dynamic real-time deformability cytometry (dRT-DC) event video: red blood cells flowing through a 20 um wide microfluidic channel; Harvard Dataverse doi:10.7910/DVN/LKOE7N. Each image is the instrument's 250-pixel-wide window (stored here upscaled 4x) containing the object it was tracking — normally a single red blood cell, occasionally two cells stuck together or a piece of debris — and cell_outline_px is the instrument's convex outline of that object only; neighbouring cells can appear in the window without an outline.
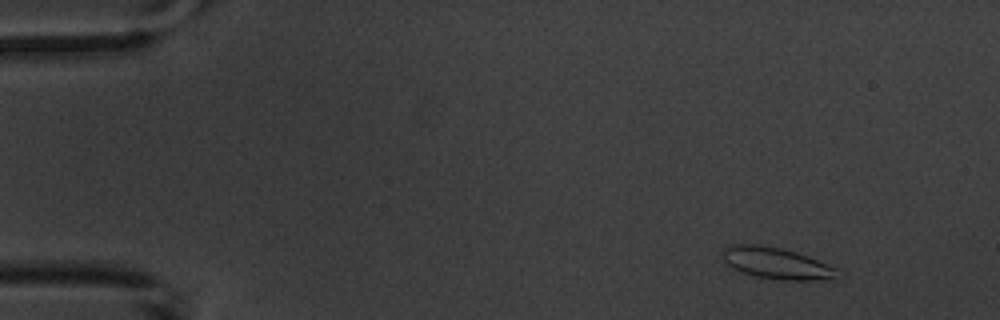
{"species": "common noctule bat (a hibernating species)", "species_latin": "Nyctalus noctula", "temperature_condition": "warm", "stored_images_in_passage": 5, "camera_frame_rate_fps": 3000, "um_per_image_px": 0.085, "animal": {"sex": "male", "body_mass_g": 20.1, "forearm_length_mm": 53.5}, "frame": {"image": 1, "passage_image": 2, "time_ms": 1.0, "image_size_px": [1000, 320], "cell_outline_px": [[844, 276], [840, 280], [784, 280], [752, 276], [732, 268], [724, 260], [724, 248], [732, 244], [756, 244], [780, 248], [796, 252], [808, 256], [836, 268]], "centroid_in_image_um": [66.1, 22.4], "position_along_channel_um": 18.9, "area_um2": 21.33}}
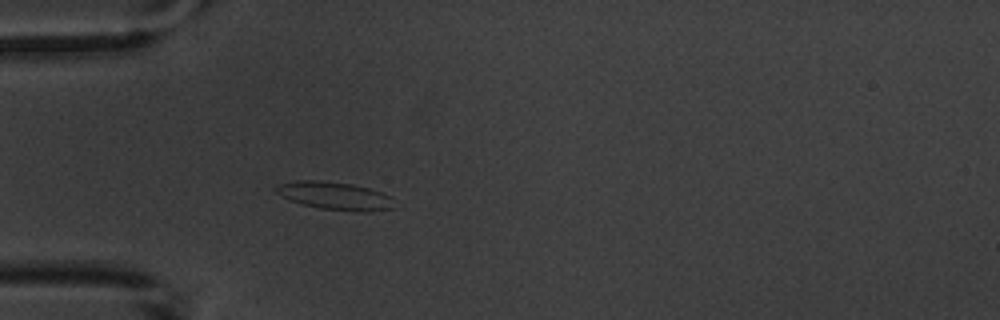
{"frame": {"image": 2, "passage_image": 5, "time_ms": 4.667, "image_size_px": [1000, 320], "cell_outline_px": [[392, 208], [368, 212], [320, 208], [288, 200], [280, 196], [276, 192], [276, 184], [300, 180], [316, 180], [352, 184], [368, 188], [392, 196]], "centroid_in_image_um": [28.43, 16.63], "position_along_channel_um": 56.6, "area_um2": 18.96}}